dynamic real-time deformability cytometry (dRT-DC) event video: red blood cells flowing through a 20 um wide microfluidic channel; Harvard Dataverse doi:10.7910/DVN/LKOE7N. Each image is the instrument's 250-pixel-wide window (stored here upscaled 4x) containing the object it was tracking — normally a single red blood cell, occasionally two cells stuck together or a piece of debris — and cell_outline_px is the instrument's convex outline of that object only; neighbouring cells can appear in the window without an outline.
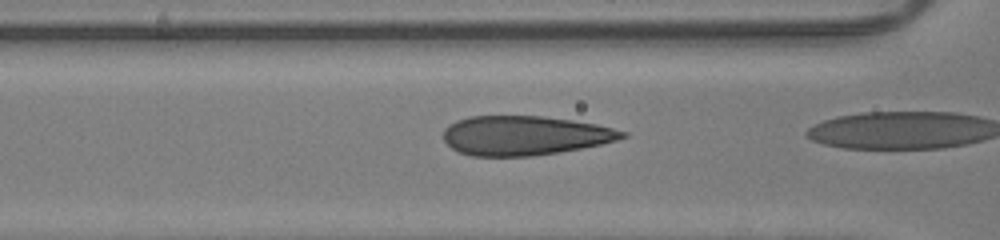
{"species": "human", "species_latin": "Homo sapiens", "temperature_condition": "room temperature", "stored_images_in_passage": 14, "camera_frame_rate_fps": 3000, "um_per_image_px": 0.085, "donor": {"sex": "male"}, "frame": {"image": 1, "passage_image": 12, "time_ms": 3.667, "image_size_px": [1000, 240], "cell_outline_px": [[628, 136], [616, 140], [600, 144], [560, 152], [532, 156], [472, 156], [460, 152], [452, 148], [444, 140], [444, 128], [448, 124], [456, 120], [468, 116], [544, 116], [572, 120], [596, 124], [628, 132]], "centroid_in_image_um": [44.58, 11.51], "position_along_channel_um": 122.0, "area_um2": 41.04}}